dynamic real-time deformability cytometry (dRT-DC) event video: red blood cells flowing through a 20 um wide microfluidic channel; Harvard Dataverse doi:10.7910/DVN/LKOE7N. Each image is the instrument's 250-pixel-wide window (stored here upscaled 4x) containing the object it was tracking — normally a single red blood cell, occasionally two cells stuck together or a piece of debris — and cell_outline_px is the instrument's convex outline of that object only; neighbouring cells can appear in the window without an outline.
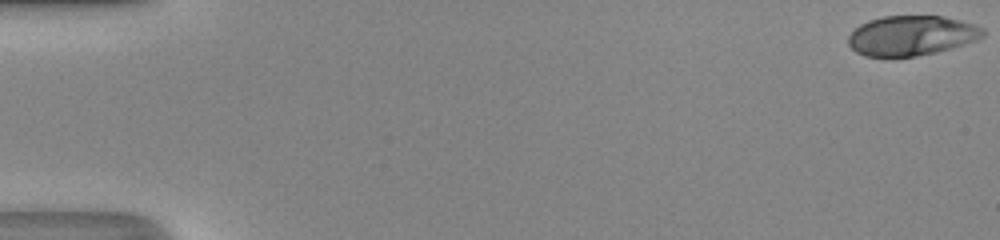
{"species": "human", "species_latin": "Homo sapiens", "temperature_condition": "room temperature", "stored_images_in_passage": 40, "camera_frame_rate_fps": 3000, "um_per_image_px": 0.085, "donor": {"sex": "male"}, "frame": {"image": 1, "passage_image": 1, "time_ms": 0.0, "image_size_px": [1000, 240], "cell_outline_px": [[984, 36], [976, 40], [964, 44], [936, 52], [916, 56], [864, 56], [856, 52], [848, 44], [848, 36], [860, 24], [868, 20], [884, 16], [944, 16], [972, 24], [984, 28]], "centroid_in_image_um": [77.46, 3.02], "position_along_channel_um": 7.5, "area_um2": 31.1}}
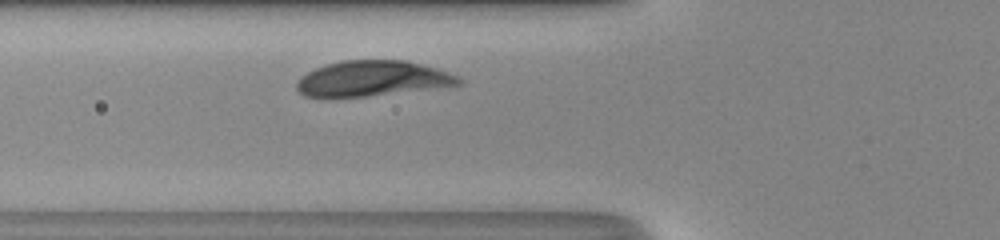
{"frame": {"image": 2, "passage_image": 20, "time_ms": 6.333, "image_size_px": [1000, 240], "cell_outline_px": [[464, 84], [448, 88], [332, 100], [324, 100], [304, 96], [296, 88], [296, 84], [300, 76], [324, 64], [344, 60], [408, 60], [436, 68], [460, 76], [464, 80]], "centroid_in_image_um": [31.68, 6.73], "position_along_channel_um": 94.1, "area_um2": 35.14}}
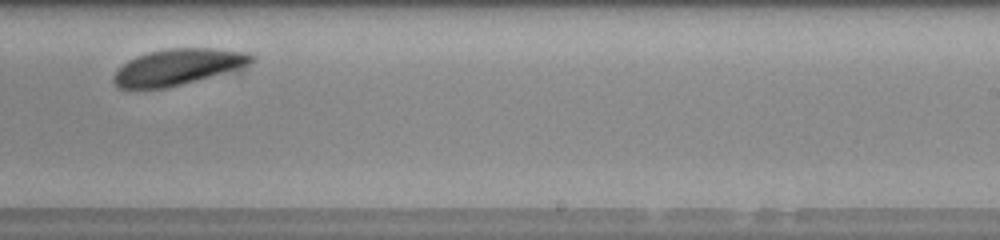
{"frame": {"image": 3, "passage_image": 33, "time_ms": 10.667, "image_size_px": [1000, 240], "cell_outline_px": [[256, 60], [244, 72], [168, 88], [120, 88], [112, 80], [112, 76], [128, 60], [136, 56], [148, 52], [168, 48], [212, 48], [248, 52], [256, 56]], "centroid_in_image_um": [15.35, 5.71], "position_along_channel_um": 273.6, "area_um2": 30.52}, "authors_computed_cell_mechanics": {"area_um2": 32.1657, "velocity_mm_per_s": 4.1421, "shape_relaxation_time_tau1_ms": 1.1044, "shape_relaxation_time_tau2_ms": null, "deformation_change_tau1": 0.113, "deformation_change_tau2": null}}